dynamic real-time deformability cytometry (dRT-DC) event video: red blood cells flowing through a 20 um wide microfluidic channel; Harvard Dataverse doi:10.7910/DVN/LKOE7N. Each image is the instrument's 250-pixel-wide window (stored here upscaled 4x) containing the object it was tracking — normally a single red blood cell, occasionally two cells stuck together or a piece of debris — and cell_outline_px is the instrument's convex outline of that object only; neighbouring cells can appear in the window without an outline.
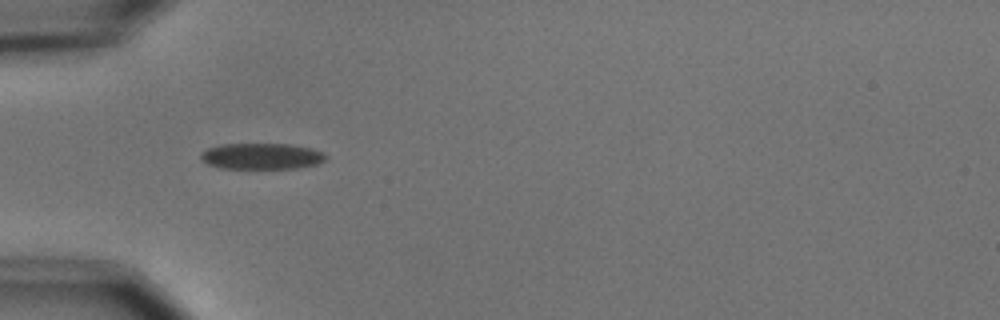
{"species": "common noctule bat (a hibernating species)", "species_latin": "Nyctalus noctula", "temperature_condition": "cold", "stored_images_in_passage": 5, "camera_frame_rate_fps": 3000, "um_per_image_px": 0.085, "animal": {"sex": "male", "body_mass_g": 15.6}, "frame": {"image": 1, "passage_image": 2, "time_ms": 1.0, "image_size_px": [1000, 320], "cell_outline_px": [[328, 156], [324, 160], [316, 164], [296, 168], [220, 168], [208, 164], [200, 156], [200, 152], [208, 148], [220, 144], [288, 144], [312, 148], [324, 152]], "centroid_in_image_um": [22.24, 13.27], "position_along_channel_um": 62.8, "area_um2": 18.96}}
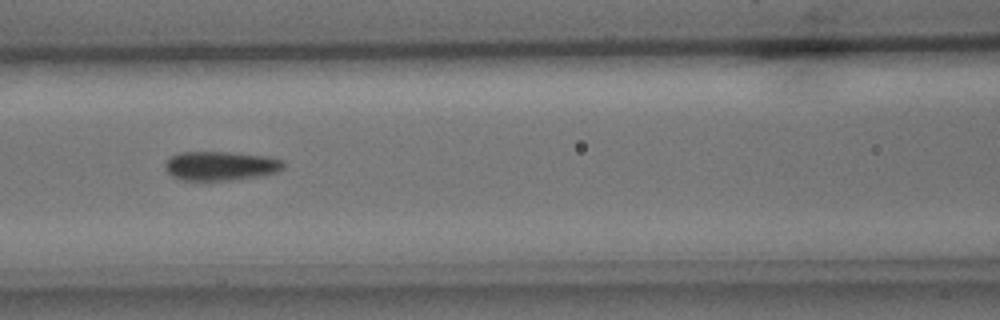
{"frame": {"image": 2, "passage_image": 4, "time_ms": 3.333, "image_size_px": [1000, 320], "cell_outline_px": [[284, 168], [276, 172], [256, 176], [232, 180], [180, 180], [172, 176], [164, 168], [164, 164], [168, 156], [180, 152], [232, 152], [268, 156], [284, 160]], "centroid_in_image_um": [18.72, 14.08], "position_along_channel_um": 147.9, "area_um2": 20.29}}
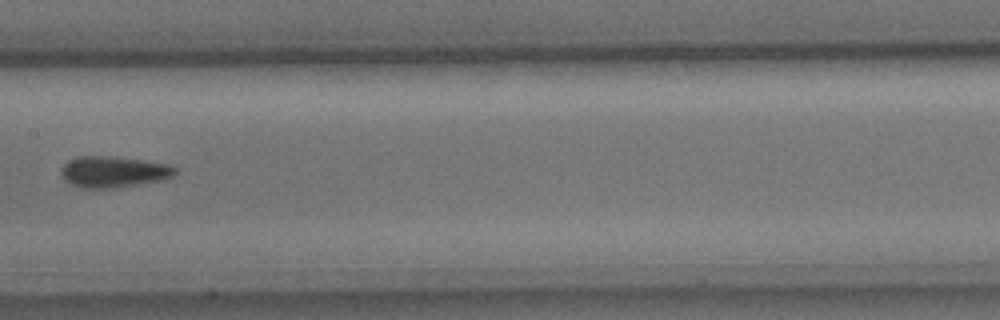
{"frame": {"image": 3, "passage_image": 5, "time_ms": 4.667, "image_size_px": [1000, 320], "cell_outline_px": [[176, 172], [172, 176], [164, 180], [108, 188], [80, 188], [64, 180], [60, 172], [64, 164], [68, 160], [80, 156], [112, 156], [144, 160], [168, 164], [176, 168]], "centroid_in_image_um": [9.63, 14.59], "position_along_channel_um": 197.8, "area_um2": 20.63}}